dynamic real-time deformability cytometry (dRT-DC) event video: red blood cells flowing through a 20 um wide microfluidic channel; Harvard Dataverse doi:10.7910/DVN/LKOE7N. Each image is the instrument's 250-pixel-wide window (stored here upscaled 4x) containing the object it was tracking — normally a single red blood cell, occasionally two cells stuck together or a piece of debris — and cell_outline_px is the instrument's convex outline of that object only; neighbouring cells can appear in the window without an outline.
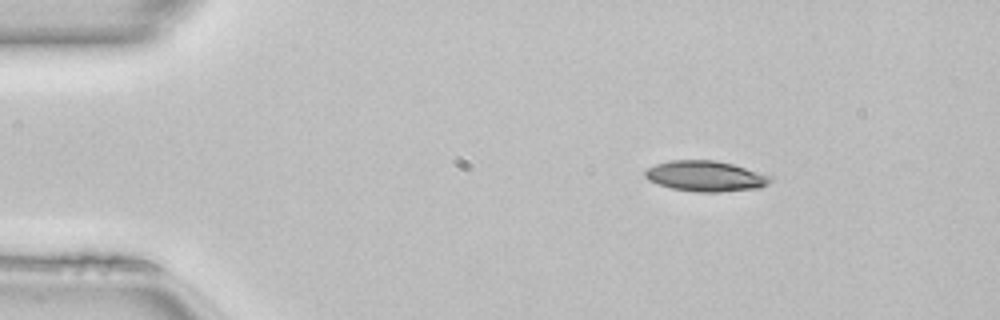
{"species": "common noctule bat (a hibernating species)", "species_latin": "Nyctalus noctula", "temperature_condition": "room temperature", "stored_images_in_passage": 43, "camera_frame_rate_fps": 3000, "um_per_image_px": 0.085, "animal": {"sex": "female", "body_mass_g": 22.7, "forearm_length_mm": 54.2}, "frame": {"image": 1, "passage_image": 1, "time_ms": 0.0, "image_size_px": [1000, 320], "cell_outline_px": [[772, 180], [768, 184], [760, 188], [720, 192], [696, 192], [672, 188], [648, 180], [644, 176], [644, 172], [648, 168], [656, 164], [668, 160], [716, 160], [732, 164], [772, 176]], "centroid_in_image_um": [59.98, 14.97], "position_along_channel_um": 25.0, "area_um2": 22.31}}
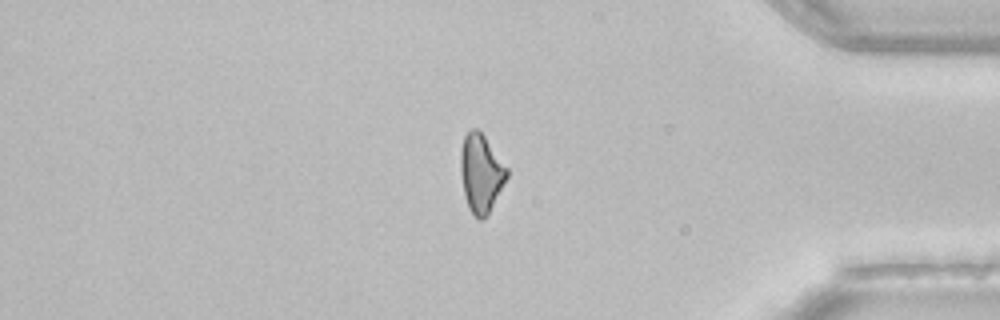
{"frame": {"image": 2, "passage_image": 35, "time_ms": 11.333, "image_size_px": [1000, 320], "cell_outline_px": [[508, 176], [488, 216], [480, 220], [468, 208], [464, 196], [460, 172], [460, 152], [464, 136], [472, 128], [476, 128], [484, 136], [508, 168]], "centroid_in_image_um": [40.88, 14.74], "position_along_channel_um": 394.3, "area_um2": 21.15}}
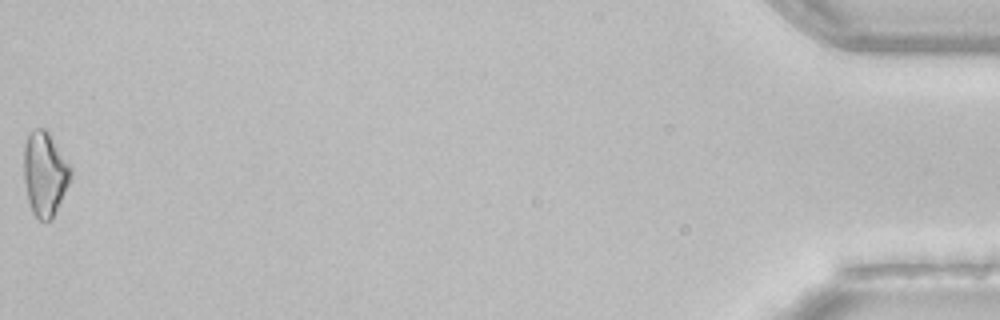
{"frame": {"image": 3, "passage_image": 43, "time_ms": 14.0, "image_size_px": [1000, 320], "cell_outline_px": [[72, 172], [68, 184], [52, 220], [40, 220], [32, 212], [28, 200], [24, 180], [24, 144], [32, 128], [44, 128], [48, 132], [72, 168]], "centroid_in_image_um": [3.8, 14.76], "position_along_channel_um": 431.4, "area_um2": 22.77}, "authors_computed_cell_mechanics": {"area_um2": 22.0796, "velocity_mm_per_s": 4.1416, "shape_relaxation_time_tau1_ms": 10.796, "shape_relaxation_time_tau2_ms": null, "deformation_change_tau1": 0.235, "deformation_change_tau2": null}}